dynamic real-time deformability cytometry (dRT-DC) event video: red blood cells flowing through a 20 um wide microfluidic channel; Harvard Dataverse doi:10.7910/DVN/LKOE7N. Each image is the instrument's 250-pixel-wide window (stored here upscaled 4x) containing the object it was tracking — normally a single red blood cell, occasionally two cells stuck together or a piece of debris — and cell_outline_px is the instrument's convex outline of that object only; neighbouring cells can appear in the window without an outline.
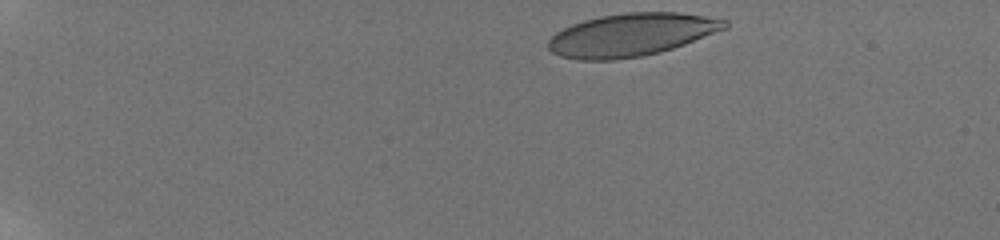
{"species": "human", "species_latin": "Homo sapiens", "temperature_condition": "room temperature", "stored_images_in_passage": 44, "camera_frame_rate_fps": 3000, "um_per_image_px": 0.085, "donor": {"sex": "male"}, "frame": {"image": 1, "passage_image": 1, "time_ms": 0.0, "image_size_px": [1000, 240], "cell_outline_px": [[728, 28], [684, 44], [660, 52], [644, 56], [612, 60], [580, 60], [560, 56], [552, 52], [548, 48], [548, 40], [556, 32], [572, 24], [584, 20], [600, 16], [624, 12], [680, 12], [728, 20]], "centroid_in_image_um": [53.66, 2.95], "position_along_channel_um": 31.3, "area_um2": 44.1}}
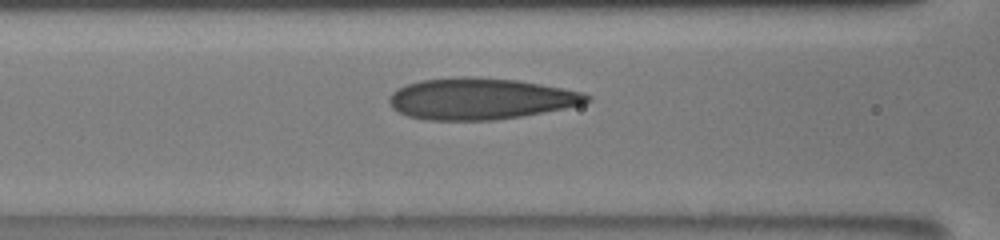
{"frame": {"image": 2, "passage_image": 18, "time_ms": 5.667, "image_size_px": [1000, 240], "cell_outline_px": [[592, 100], [584, 104], [564, 108], [520, 116], [492, 120], [424, 120], [408, 116], [392, 108], [388, 100], [388, 96], [396, 88], [420, 80], [460, 76], [464, 76], [516, 80], [540, 84], [580, 92], [592, 96]], "centroid_in_image_um": [40.79, 8.39], "position_along_channel_um": 125.8, "area_um2": 47.51}}
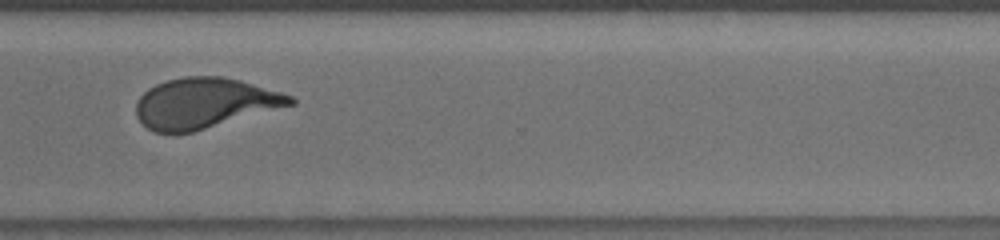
{"frame": {"image": 3, "passage_image": 36, "time_ms": 11.667, "image_size_px": [1000, 240], "cell_outline_px": [[296, 104], [192, 132], [156, 132], [148, 128], [136, 116], [136, 104], [140, 96], [148, 88], [156, 84], [168, 80], [184, 76], [220, 76], [240, 80], [280, 92], [292, 96], [296, 100]], "centroid_in_image_um": [17.39, 8.76], "position_along_channel_um": 353.2, "area_um2": 44.91}, "authors_computed_cell_mechanics": {"area_um2": 45.5175, "velocity_mm_per_s": 3.7946, "shape_relaxation_time_tau1_ms": 5.1094, "shape_relaxation_time_tau2_ms": 0.8752, "deformation_change_tau1": 0.2234, "deformation_change_tau2": 0.0807}}